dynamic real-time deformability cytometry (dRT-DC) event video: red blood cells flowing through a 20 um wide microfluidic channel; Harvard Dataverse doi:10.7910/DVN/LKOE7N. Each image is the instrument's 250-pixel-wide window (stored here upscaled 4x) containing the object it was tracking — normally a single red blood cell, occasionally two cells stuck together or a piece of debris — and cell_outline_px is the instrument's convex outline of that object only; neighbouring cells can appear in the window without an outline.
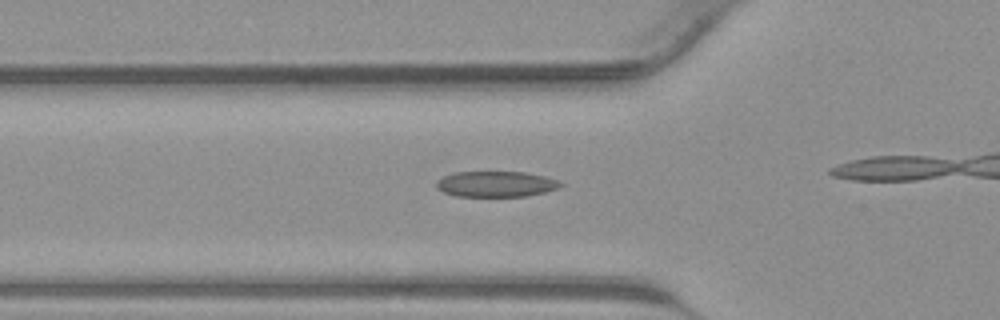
{"species": "common noctule bat (a hibernating species)", "species_latin": "Nyctalus noctula", "temperature_condition": "warm", "stored_images_in_passage": 20, "camera_frame_rate_fps": 3000, "um_per_image_px": 0.085, "animal": {"sex": "male", "body_mass_g": 23.1, "forearm_length_mm": 52.7}, "frame": {"image": 1, "passage_image": 6, "time_ms": 1.667, "image_size_px": [1000, 320], "cell_outline_px": [[564, 184], [560, 188], [528, 196], [456, 196], [444, 192], [436, 188], [436, 180], [452, 172], [524, 172], [544, 176], [556, 180]], "centroid_in_image_um": [42.14, 15.64], "position_along_channel_um": 83.7, "area_um2": 18.61}}
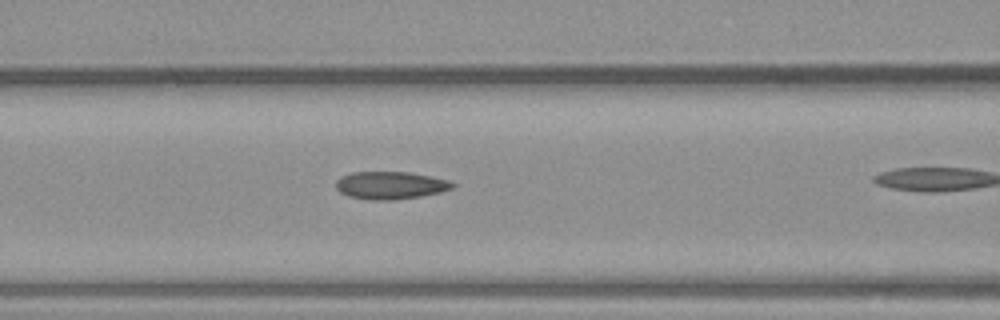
{"frame": {"image": 2, "passage_image": 9, "time_ms": 2.667, "image_size_px": [1000, 320], "cell_outline_px": [[456, 184], [452, 188], [440, 192], [420, 196], [392, 200], [372, 200], [348, 196], [340, 192], [336, 188], [336, 180], [340, 176], [352, 172], [408, 172], [448, 180]], "centroid_in_image_um": [33.15, 15.75], "position_along_channel_um": 133.5, "area_um2": 18.67}}